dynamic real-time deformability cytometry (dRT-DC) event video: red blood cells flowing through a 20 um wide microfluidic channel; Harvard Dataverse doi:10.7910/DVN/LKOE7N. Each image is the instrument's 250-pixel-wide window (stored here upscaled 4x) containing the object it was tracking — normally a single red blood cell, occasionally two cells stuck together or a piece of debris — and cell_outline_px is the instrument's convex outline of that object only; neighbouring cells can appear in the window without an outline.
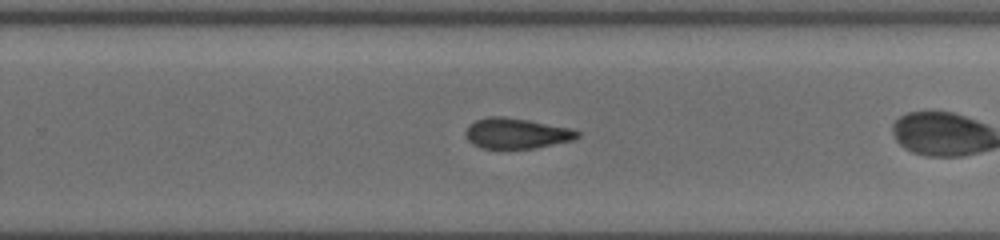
{"species": "common noctule bat (a hibernating species)", "species_latin": "Nyctalus noctula", "temperature_condition": "cold", "stored_images_in_passage": 17, "camera_frame_rate_fps": 3000, "um_per_image_px": 0.085, "animal": {"sex": "female", "body_mass_g": 19.5, "forearm_length_mm": 54.1}, "frame": {"image": 1, "passage_image": 15, "time_ms": 5.667, "image_size_px": [1000, 240], "cell_outline_px": [[580, 136], [576, 140], [536, 148], [480, 148], [472, 144], [468, 140], [464, 132], [476, 120], [488, 116], [504, 116], [528, 120], [572, 128], [580, 132]], "centroid_in_image_um": [43.95, 11.34], "position_along_channel_um": 285.9, "area_um2": 20.0}}